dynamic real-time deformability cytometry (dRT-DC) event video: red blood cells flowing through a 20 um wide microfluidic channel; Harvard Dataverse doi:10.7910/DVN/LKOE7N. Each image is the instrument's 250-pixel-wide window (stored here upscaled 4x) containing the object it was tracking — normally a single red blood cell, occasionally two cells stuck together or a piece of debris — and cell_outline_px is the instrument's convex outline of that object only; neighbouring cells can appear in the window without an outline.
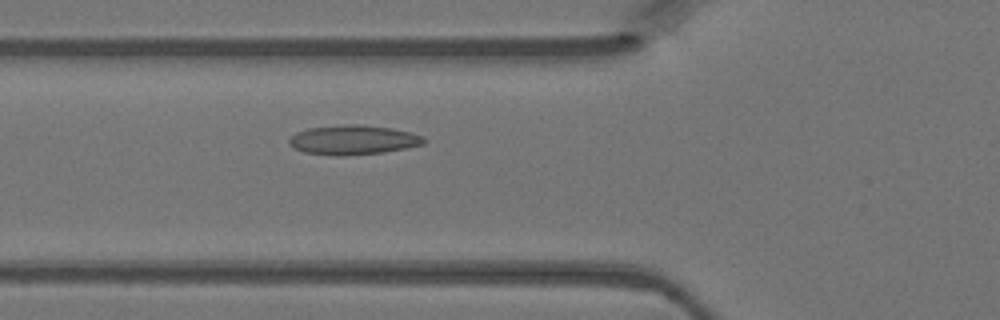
{"species": "Egyptian fruit bat (a non-hibernating species)", "species_latin": "Rousettus aegyptiacus", "temperature_condition": "warm", "stored_images_in_passage": 35, "camera_frame_rate_fps": 3000, "um_per_image_px": 0.085, "animal": {"sex": "female"}, "frame": {"image": 1, "passage_image": 9, "time_ms": 2.667, "image_size_px": [1000, 320], "cell_outline_px": [[424, 144], [384, 152], [344, 156], [340, 156], [304, 152], [292, 148], [288, 144], [288, 140], [296, 132], [308, 128], [344, 124], [360, 124], [392, 128], [424, 136]], "centroid_in_image_um": [29.98, 11.89], "position_along_channel_um": 95.8, "area_um2": 23.18}}
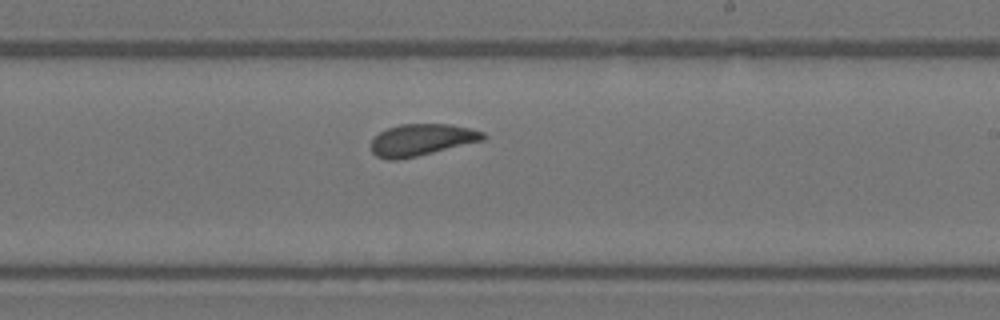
{"frame": {"image": 2, "passage_image": 20, "time_ms": 6.333, "image_size_px": [1000, 320], "cell_outline_px": [[488, 136], [484, 140], [400, 160], [388, 160], [376, 156], [368, 148], [368, 144], [380, 132], [388, 128], [400, 124], [448, 124], [472, 128], [484, 132]], "centroid_in_image_um": [35.81, 11.89], "position_along_channel_um": 253.2, "area_um2": 20.98}}
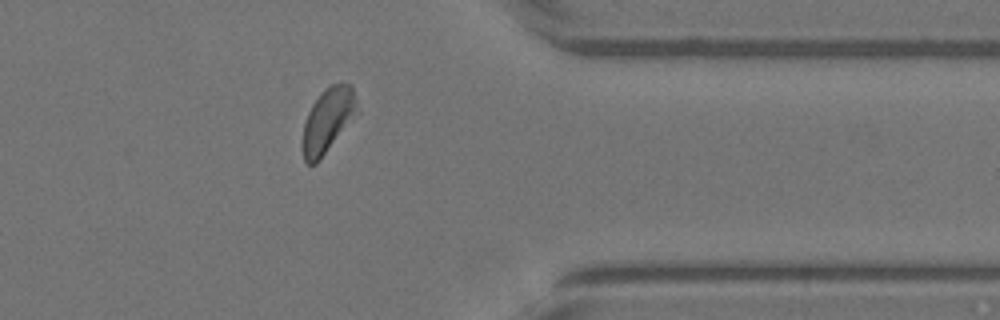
{"frame": {"image": 3, "passage_image": 30, "time_ms": 9.667, "image_size_px": [1000, 320], "cell_outline_px": [[360, 112], [320, 160], [316, 164], [308, 164], [304, 160], [300, 148], [300, 144], [304, 124], [308, 112], [312, 104], [320, 92], [324, 88], [332, 84], [352, 84]], "centroid_in_image_um": [27.86, 10.25], "position_along_channel_um": 383.5, "area_um2": 21.15}}